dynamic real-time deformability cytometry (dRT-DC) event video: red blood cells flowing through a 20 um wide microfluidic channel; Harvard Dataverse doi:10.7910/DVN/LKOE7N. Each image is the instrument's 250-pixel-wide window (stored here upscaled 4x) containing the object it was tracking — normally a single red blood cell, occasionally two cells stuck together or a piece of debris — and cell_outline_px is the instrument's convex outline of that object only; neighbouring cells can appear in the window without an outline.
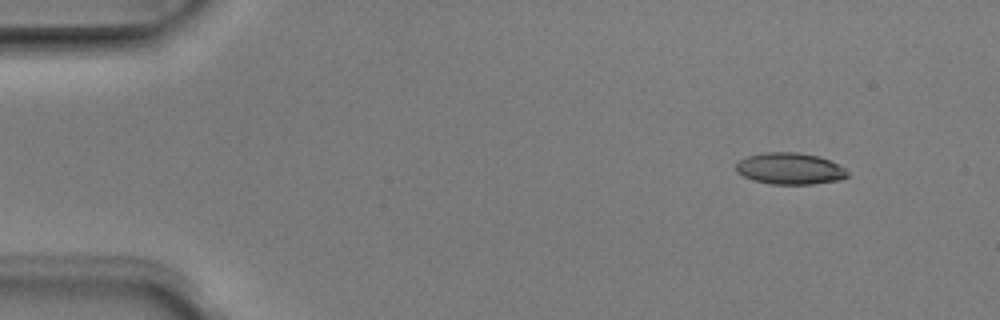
{"species": "Egyptian fruit bat (a non-hibernating species)", "species_latin": "Rousettus aegyptiacus", "temperature_condition": "room temperature", "stored_images_in_passage": 3, "camera_frame_rate_fps": 3000, "um_per_image_px": 0.085, "animal": {"sex": "male"}, "frame": {"image": 1, "passage_image": 1, "time_ms": 0.0, "image_size_px": [1000, 320], "cell_outline_px": [[848, 176], [840, 180], [812, 184], [772, 184], [752, 180], [736, 172], [736, 164], [740, 160], [748, 156], [764, 152], [800, 152], [816, 156], [828, 160], [844, 168], [848, 172]], "centroid_in_image_um": [67.12, 14.33], "position_along_channel_um": 17.9, "area_um2": 20.4}}
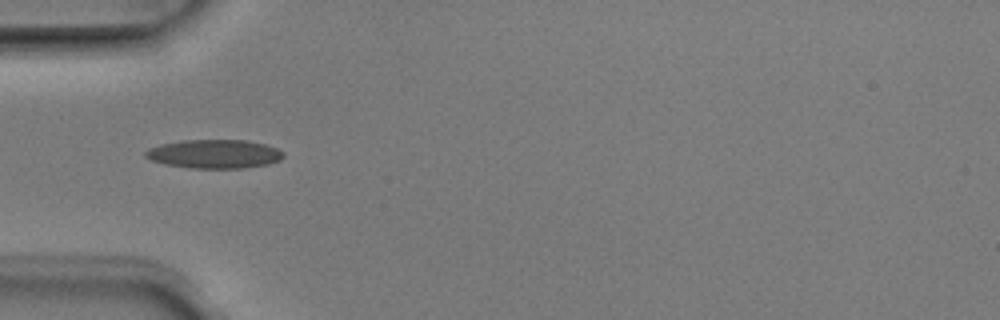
{"frame": {"image": 2, "passage_image": 3, "time_ms": 0.667, "image_size_px": [1000, 320], "cell_outline_px": [[284, 156], [280, 160], [268, 164], [244, 168], [192, 168], [164, 164], [152, 160], [144, 156], [144, 152], [148, 148], [160, 144], [180, 140], [248, 140], [264, 144], [276, 148], [284, 152]], "centroid_in_image_um": [18.2, 13.08], "position_along_channel_um": 66.8, "area_um2": 23.24}}